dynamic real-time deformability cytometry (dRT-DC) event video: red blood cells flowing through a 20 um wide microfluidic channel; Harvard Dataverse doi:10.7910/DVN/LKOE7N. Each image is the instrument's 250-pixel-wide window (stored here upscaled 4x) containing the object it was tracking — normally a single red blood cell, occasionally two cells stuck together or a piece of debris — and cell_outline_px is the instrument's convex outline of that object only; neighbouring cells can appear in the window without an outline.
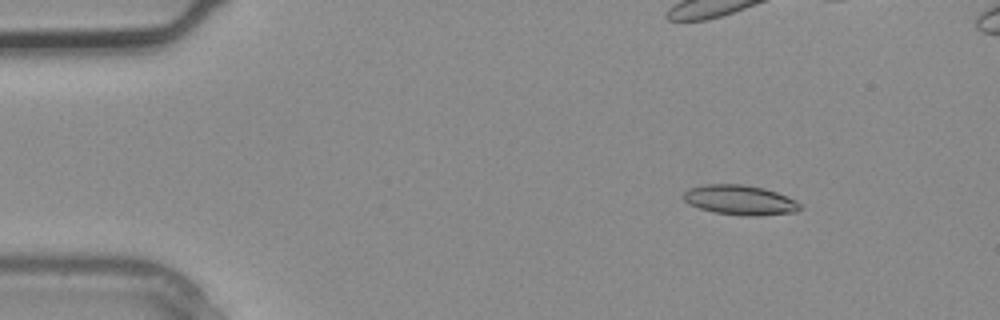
{"species": "common noctule bat (a hibernating species)", "species_latin": "Nyctalus noctula", "temperature_condition": "warm", "stored_images_in_passage": 4, "camera_frame_rate_fps": 3000, "um_per_image_px": 0.085, "animal": {"sex": "male", "body_mass_g": 20.4}, "frame": {"image": 1, "passage_image": 1, "time_ms": 0.0, "image_size_px": [1000, 320], "cell_outline_px": [[804, 208], [796, 212], [760, 216], [744, 216], [712, 212], [688, 204], [684, 200], [684, 192], [688, 188], [704, 184], [744, 184], [764, 188], [776, 192], [796, 200], [804, 204]], "centroid_in_image_um": [62.94, 17.01], "position_along_channel_um": 22.1, "area_um2": 20.63}}
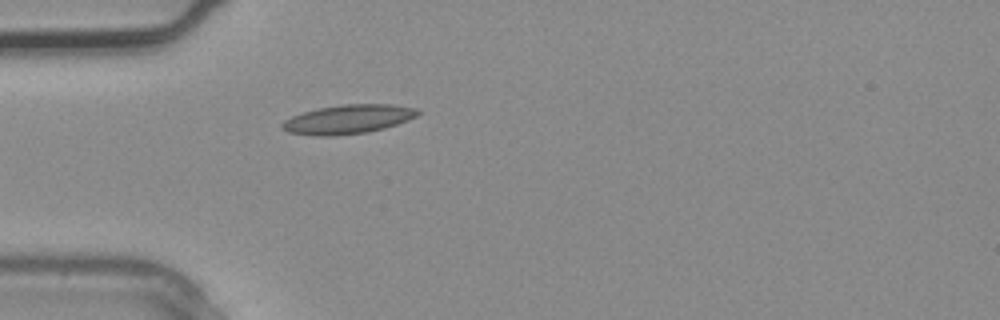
{"frame": {"image": 2, "passage_image": 4, "time_ms": 1.0, "image_size_px": [1000, 320], "cell_outline_px": [[420, 112], [416, 116], [408, 120], [384, 128], [368, 132], [336, 136], [312, 136], [288, 132], [280, 128], [280, 124], [284, 120], [292, 116], [304, 112], [320, 108], [344, 104], [392, 104], [416, 108]], "centroid_in_image_um": [29.55, 10.15], "position_along_channel_um": 55.4, "area_um2": 23.0}}